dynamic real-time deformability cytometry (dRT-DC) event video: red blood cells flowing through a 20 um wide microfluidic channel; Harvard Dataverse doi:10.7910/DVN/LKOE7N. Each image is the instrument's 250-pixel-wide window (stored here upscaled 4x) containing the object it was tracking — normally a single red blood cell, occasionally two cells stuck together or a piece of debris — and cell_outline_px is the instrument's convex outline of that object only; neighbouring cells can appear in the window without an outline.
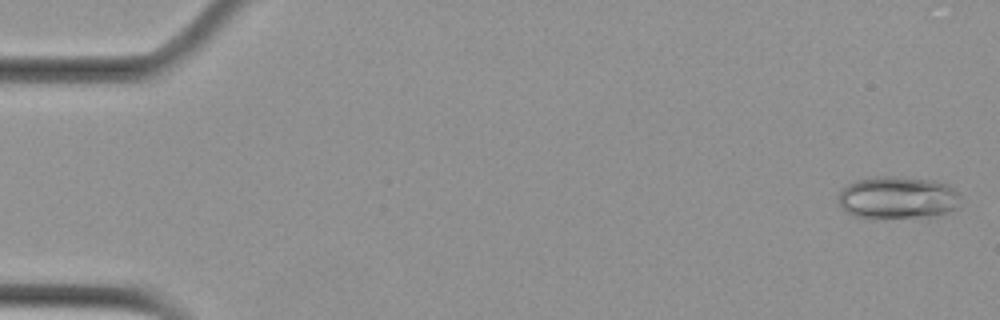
{"species": "Egyptian fruit bat (a non-hibernating species)", "species_latin": "Rousettus aegyptiacus", "temperature_condition": "cold", "stored_images_in_passage": 35, "camera_frame_rate_fps": 3000, "um_per_image_px": 0.085, "animal": {"sex": "female"}, "frame": {"image": 1, "passage_image": 2, "time_ms": 0.333, "image_size_px": [1000, 320], "cell_outline_px": [[960, 208], [924, 220], [868, 220], [856, 216], [840, 208], [836, 196], [840, 188], [856, 180], [876, 176], [892, 176], [936, 180], [948, 184], [960, 196]], "centroid_in_image_um": [76.29, 16.87], "position_along_channel_um": 8.7, "area_um2": 32.19}}
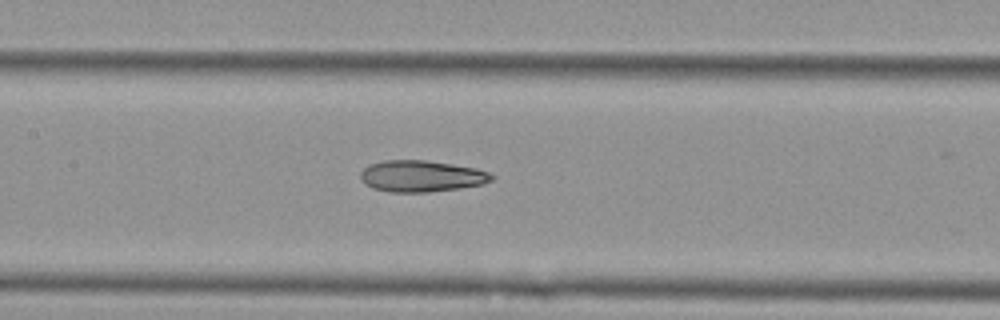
{"frame": {"image": 2, "passage_image": 27, "time_ms": 8.667, "image_size_px": [1000, 320], "cell_outline_px": [[496, 176], [492, 180], [484, 184], [460, 188], [428, 192], [388, 192], [372, 188], [364, 184], [360, 180], [360, 172], [368, 164], [384, 160], [424, 160], [452, 164], [476, 168], [488, 172]], "centroid_in_image_um": [35.79, 14.97], "position_along_channel_um": 171.6, "area_um2": 24.28}}
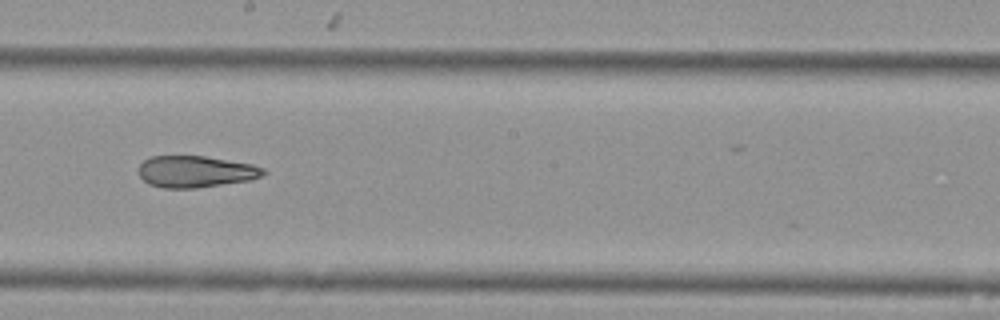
{"frame": {"image": 3, "passage_image": 32, "time_ms": 10.333, "image_size_px": [1000, 320], "cell_outline_px": [[268, 172], [252, 180], [196, 188], [164, 188], [148, 184], [140, 176], [140, 164], [144, 160], [152, 156], [204, 156], [252, 164], [264, 168]], "centroid_in_image_um": [16.65, 14.59], "position_along_channel_um": 231.5, "area_um2": 22.95}}